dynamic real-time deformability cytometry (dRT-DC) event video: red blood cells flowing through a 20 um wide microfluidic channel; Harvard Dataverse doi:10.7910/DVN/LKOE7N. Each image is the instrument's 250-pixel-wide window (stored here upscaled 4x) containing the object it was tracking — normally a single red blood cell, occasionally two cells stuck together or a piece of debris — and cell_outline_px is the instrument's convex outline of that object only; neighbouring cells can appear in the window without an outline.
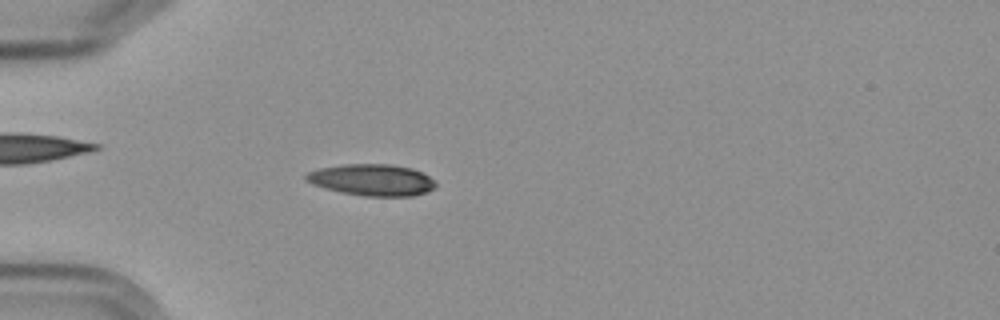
{"species": "Egyptian fruit bat (a non-hibernating species)", "species_latin": "Rousettus aegyptiacus", "temperature_condition": "cold", "stored_images_in_passage": 5, "camera_frame_rate_fps": 3000, "um_per_image_px": 0.085, "frame": {"image": 1, "passage_image": 4, "time_ms": 3.667, "image_size_px": [1000, 320], "cell_outline_px": [[436, 184], [428, 192], [412, 196], [364, 196], [324, 188], [312, 184], [304, 180], [304, 176], [308, 172], [320, 168], [344, 164], [392, 164], [412, 168], [436, 180]], "centroid_in_image_um": [31.62, 15.29], "position_along_channel_um": 53.4, "area_um2": 23.81}}